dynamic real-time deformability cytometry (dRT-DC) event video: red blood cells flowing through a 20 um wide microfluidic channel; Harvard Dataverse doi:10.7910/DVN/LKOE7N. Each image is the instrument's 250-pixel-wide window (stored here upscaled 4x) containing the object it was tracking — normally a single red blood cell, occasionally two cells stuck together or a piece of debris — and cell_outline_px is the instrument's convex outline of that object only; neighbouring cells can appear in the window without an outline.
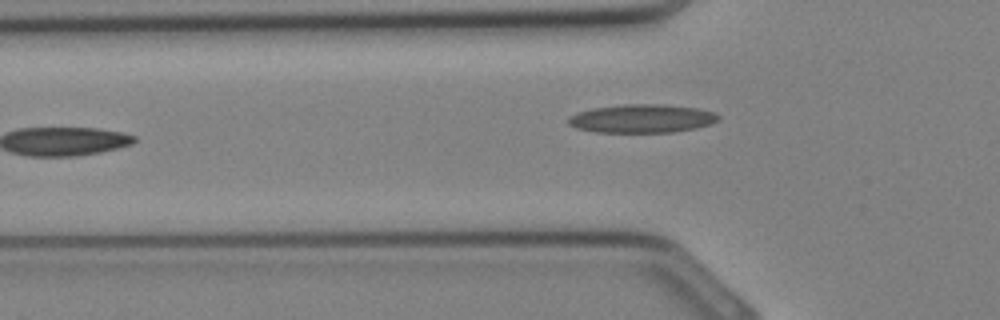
{"species": "Egyptian fruit bat (a non-hibernating species)", "species_latin": "Rousettus aegyptiacus", "temperature_condition": "cold", "stored_images_in_passage": 5, "segment_of_instrument_passage": [2, 2], "camera_frame_rate_fps": 3000, "um_per_image_px": 0.085, "animal": {"sex": "female"}, "frame": {"image": 1, "passage_image": 5, "time_ms": 1.333, "image_size_px": [1000, 320], "cell_outline_px": [[720, 120], [696, 128], [672, 132], [596, 132], [576, 128], [568, 124], [568, 116], [592, 108], [624, 104], [664, 104], [696, 108], [712, 112], [720, 116]], "centroid_in_image_um": [54.55, 10.07], "position_along_channel_um": 71.3, "area_um2": 24.8}}